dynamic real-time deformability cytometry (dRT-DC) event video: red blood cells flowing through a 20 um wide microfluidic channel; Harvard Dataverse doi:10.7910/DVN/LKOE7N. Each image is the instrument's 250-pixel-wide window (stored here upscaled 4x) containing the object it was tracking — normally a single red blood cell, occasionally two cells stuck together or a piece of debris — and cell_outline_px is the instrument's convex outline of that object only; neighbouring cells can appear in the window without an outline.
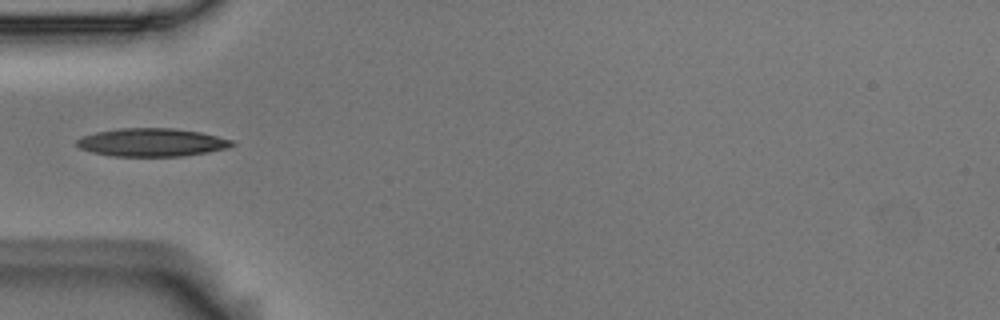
{"species": "Egyptian fruit bat (a non-hibernating species)", "species_latin": "Rousettus aegyptiacus", "temperature_condition": "room temperature", "stored_images_in_passage": 5, "camera_frame_rate_fps": 3000, "um_per_image_px": 0.085, "animal": {"sex": "male"}, "frame": {"image": 1, "passage_image": 2, "time_ms": 0.333, "image_size_px": [1000, 320], "cell_outline_px": [[236, 144], [228, 148], [208, 152], [180, 156], [112, 156], [92, 152], [80, 148], [76, 144], [76, 140], [80, 136], [96, 132], [120, 128], [172, 128], [200, 132], [232, 140]], "centroid_in_image_um": [12.88, 12.1], "position_along_channel_um": 72.1, "area_um2": 25.43}}
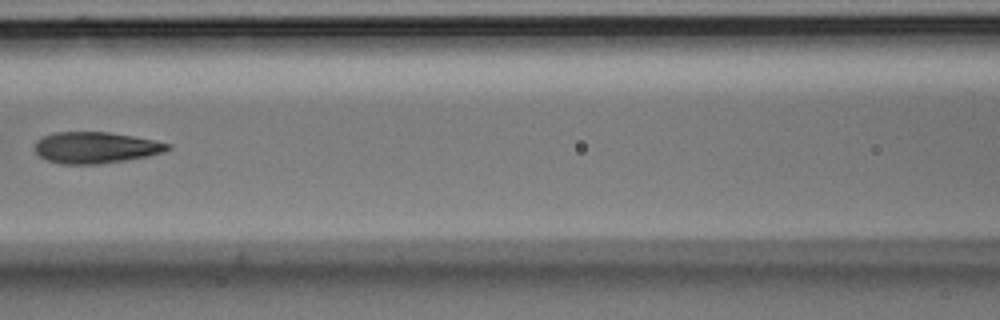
{"frame": {"image": 2, "passage_image": 4, "time_ms": 1.0, "image_size_px": [1000, 320], "cell_outline_px": [[172, 148], [164, 152], [148, 156], [124, 160], [96, 164], [60, 164], [48, 160], [40, 156], [36, 152], [36, 140], [44, 136], [56, 132], [108, 132], [132, 136], [172, 144]], "centroid_in_image_um": [8.15, 12.54], "position_along_channel_um": 158.5, "area_um2": 24.04}}
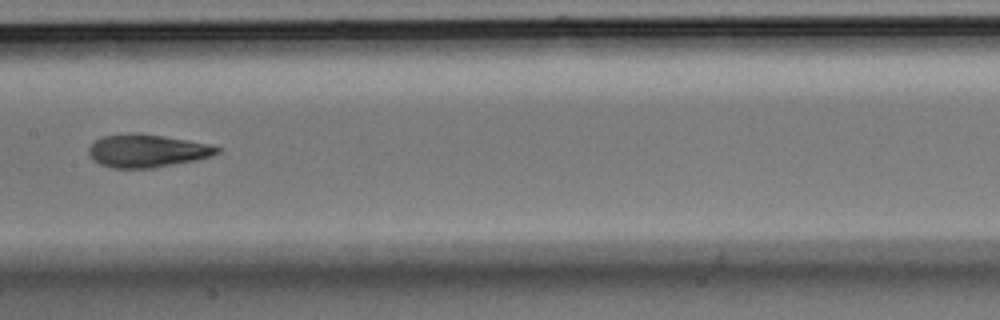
{"frame": {"image": 3, "passage_image": 5, "time_ms": 1.333, "image_size_px": [1000, 320], "cell_outline_px": [[220, 152], [196, 160], [152, 168], [112, 168], [100, 164], [88, 152], [88, 148], [96, 140], [104, 136], [128, 132], [140, 132], [164, 136], [208, 144], [220, 148]], "centroid_in_image_um": [12.48, 12.8], "position_along_channel_um": 194.9, "area_um2": 24.45}}